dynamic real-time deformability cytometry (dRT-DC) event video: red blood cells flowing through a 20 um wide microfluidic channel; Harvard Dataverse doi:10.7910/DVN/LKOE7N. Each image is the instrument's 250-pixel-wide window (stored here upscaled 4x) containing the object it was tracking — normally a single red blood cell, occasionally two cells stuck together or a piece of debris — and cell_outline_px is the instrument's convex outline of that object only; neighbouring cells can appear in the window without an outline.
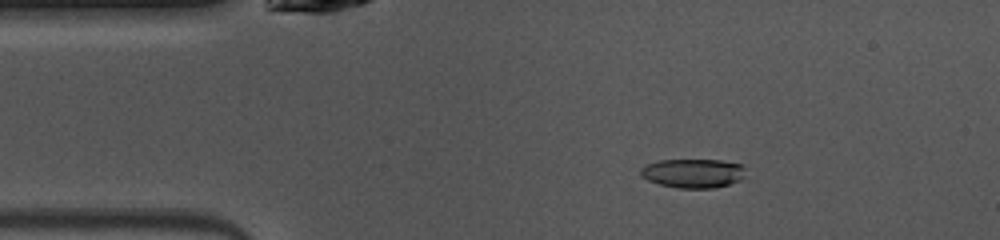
{"species": "common noctule bat (a hibernating species)", "species_latin": "Nyctalus noctula", "temperature_condition": "warm", "stored_images_in_passage": 47, "camera_frame_rate_fps": 3000, "um_per_image_px": 0.085, "animal": {"sex": "female", "body_mass_g": 10.0, "forearm_length_mm": 53.1}, "frame": {"image": 1, "passage_image": 7, "time_ms": 2.0, "image_size_px": [1000, 240], "cell_outline_px": [[744, 176], [740, 180], [728, 184], [712, 188], [676, 188], [660, 184], [648, 180], [640, 176], [640, 168], [648, 164], [660, 160], [720, 160], [740, 164], [744, 168]], "centroid_in_image_um": [58.88, 14.73], "position_along_channel_um": 26.1, "area_um2": 17.69}}
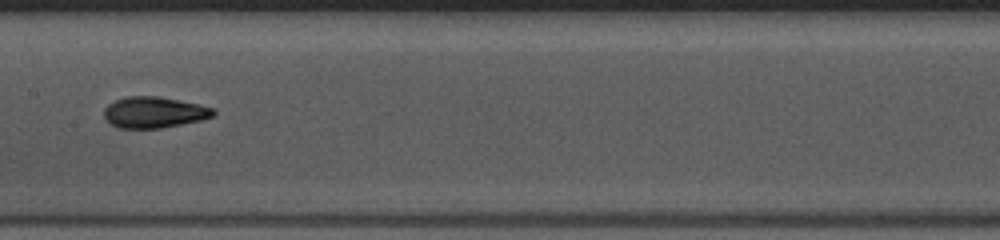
{"frame": {"image": 2, "passage_image": 22, "time_ms": 7.0, "image_size_px": [1000, 240], "cell_outline_px": [[216, 112], [212, 116], [200, 120], [160, 128], [120, 128], [104, 120], [104, 108], [108, 104], [116, 100], [128, 96], [156, 96], [200, 104], [212, 108]], "centroid_in_image_um": [13.06, 9.54], "position_along_channel_um": 194.3, "area_um2": 19.65}}
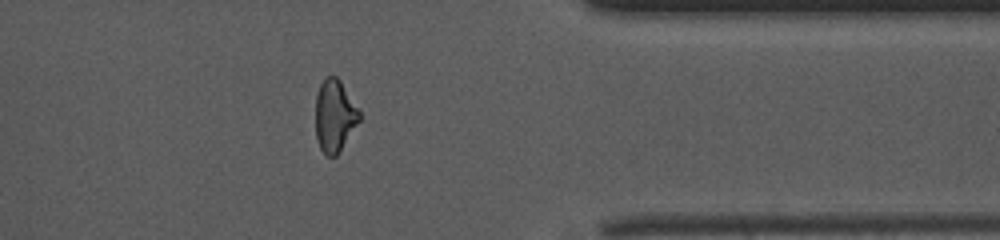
{"frame": {"image": 3, "passage_image": 37, "time_ms": 12.0, "image_size_px": [1000, 240], "cell_outline_px": [[360, 120], [336, 156], [328, 156], [320, 148], [316, 140], [316, 96], [320, 84], [324, 76], [336, 76], [340, 80], [360, 112]], "centroid_in_image_um": [28.43, 9.83], "position_along_channel_um": 383.0, "area_um2": 18.26}, "authors_computed_cell_mechanics": {"area_um2": 19.2474, "velocity_mm_per_s": 4.1025, "shape_relaxation_time_tau1_ms": 5.9626, "shape_relaxation_time_tau2_ms": 2.1279, "deformation_change_tau1": 0.213, "deformation_change_tau2": 0.0891}}